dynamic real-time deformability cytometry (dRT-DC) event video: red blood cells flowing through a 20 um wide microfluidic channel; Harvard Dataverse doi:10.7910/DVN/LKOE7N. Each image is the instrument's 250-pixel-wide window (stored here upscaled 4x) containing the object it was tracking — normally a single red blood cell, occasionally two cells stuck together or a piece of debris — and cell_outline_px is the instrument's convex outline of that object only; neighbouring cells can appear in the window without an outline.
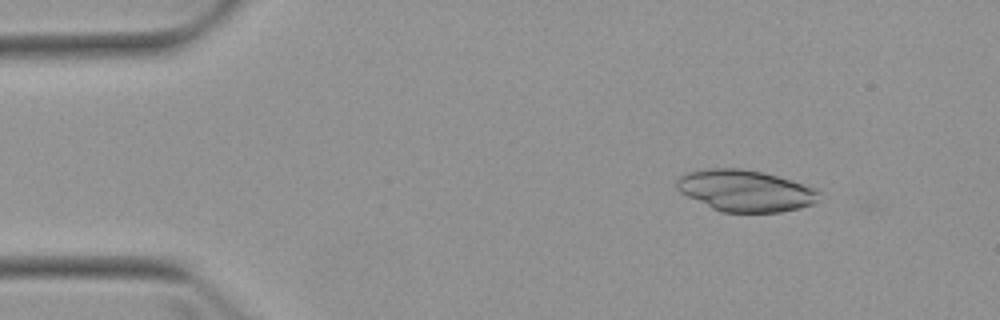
{"species": "Egyptian fruit bat (a non-hibernating species)", "species_latin": "Rousettus aegyptiacus", "temperature_condition": "warm", "stored_images_in_passage": 4, "camera_frame_rate_fps": 3000, "um_per_image_px": 0.085, "animal": {"sex": "female"}, "frame": {"image": 1, "passage_image": 2, "time_ms": 1.0, "image_size_px": [1000, 320], "cell_outline_px": [[820, 192], [816, 204], [800, 208], [780, 212], [720, 212], [680, 192], [676, 188], [676, 180], [680, 176], [688, 172], [708, 168], [740, 168], [760, 172], [776, 176], [816, 188]], "centroid_in_image_um": [63.36, 16.21], "position_along_channel_um": 21.6, "area_um2": 34.28}}